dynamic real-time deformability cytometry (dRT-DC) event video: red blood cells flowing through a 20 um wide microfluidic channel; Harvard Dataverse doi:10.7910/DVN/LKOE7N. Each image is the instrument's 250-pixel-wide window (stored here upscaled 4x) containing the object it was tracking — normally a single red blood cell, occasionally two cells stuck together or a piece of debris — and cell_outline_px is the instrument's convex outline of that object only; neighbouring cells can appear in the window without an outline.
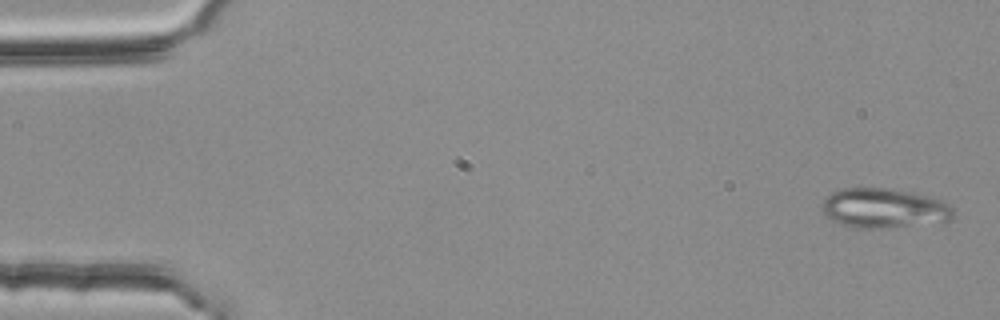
{"species": "common noctule bat (a hibernating species)", "species_latin": "Nyctalus noctula", "temperature_condition": "room temperature", "stored_images_in_passage": 3, "camera_frame_rate_fps": 3000, "um_per_image_px": 0.085, "animal": {"sex": "female", "body_mass_g": 25.1}, "frame": {"image": 1, "passage_image": 1, "time_ms": 0.0, "image_size_px": [1000, 320], "cell_outline_px": [[952, 216], [948, 220], [884, 228], [856, 228], [832, 220], [820, 208], [824, 200], [832, 192], [840, 188], [884, 188], [912, 192], [932, 196], [948, 204], [952, 208]], "centroid_in_image_um": [75.1, 17.67], "position_along_channel_um": 9.9, "area_um2": 29.88}}